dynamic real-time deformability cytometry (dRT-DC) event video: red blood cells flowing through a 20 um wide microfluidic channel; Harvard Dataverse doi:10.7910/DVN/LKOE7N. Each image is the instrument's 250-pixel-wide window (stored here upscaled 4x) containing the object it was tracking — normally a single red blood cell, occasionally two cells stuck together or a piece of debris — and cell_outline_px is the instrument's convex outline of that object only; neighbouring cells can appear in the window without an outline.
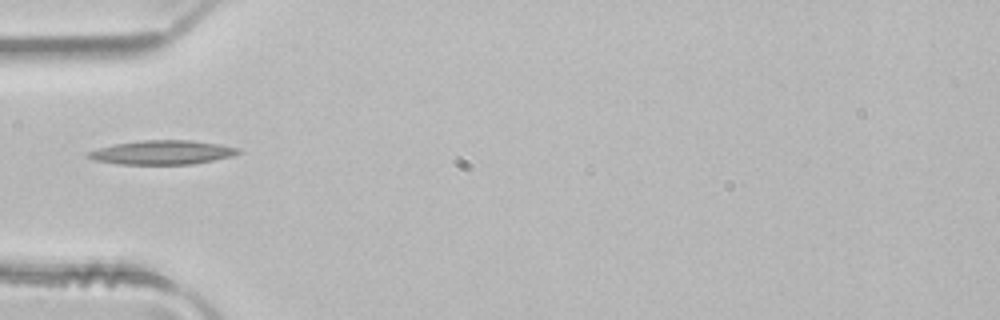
{"species": "common noctule bat (a hibernating species)", "species_latin": "Nyctalus noctula", "temperature_condition": "room temperature", "stored_images_in_passage": 1, "camera_frame_rate_fps": 3000, "um_per_image_px": 0.085, "animal": {"sex": "male", "body_mass_g": 21.5, "forearm_length_mm": 52.0}, "frame": {"image": 1, "passage_image": 1, "time_ms": 0.0, "image_size_px": [1000, 320], "cell_outline_px": [[244, 152], [232, 156], [192, 164], [116, 164], [92, 160], [84, 156], [88, 152], [100, 148], [116, 144], [140, 140], [192, 140], [220, 144], [240, 148]], "centroid_in_image_um": [13.81, 12.95], "position_along_channel_um": 71.2, "area_um2": 21.15}}